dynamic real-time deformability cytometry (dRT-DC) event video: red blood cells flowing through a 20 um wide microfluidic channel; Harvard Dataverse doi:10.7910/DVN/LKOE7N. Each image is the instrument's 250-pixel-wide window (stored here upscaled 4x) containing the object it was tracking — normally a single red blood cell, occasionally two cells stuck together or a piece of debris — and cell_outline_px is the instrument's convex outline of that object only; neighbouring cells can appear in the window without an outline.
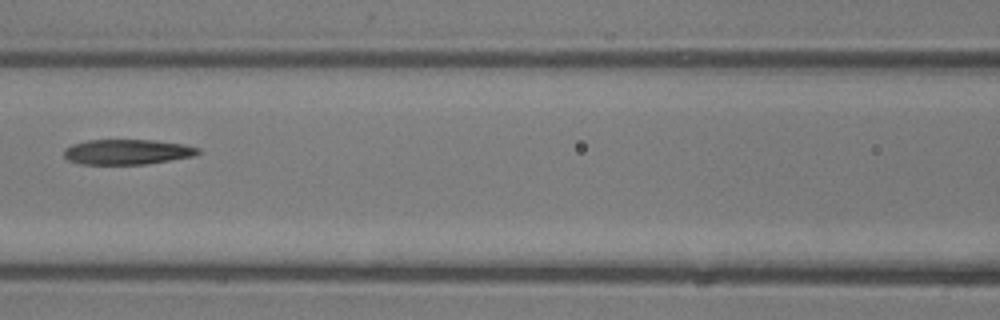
{"species": "common noctule bat (a hibernating species)", "species_latin": "Nyctalus noctula", "temperature_condition": "room temperature", "stored_images_in_passage": 4, "camera_frame_rate_fps": 3000, "um_per_image_px": 0.085, "animal": {"sex": "male", "body_mass_g": 13.3}, "frame": {"image": 1, "passage_image": 4, "time_ms": 1.0, "image_size_px": [1000, 320], "cell_outline_px": [[200, 152], [196, 156], [148, 164], [80, 164], [68, 160], [64, 156], [64, 148], [72, 144], [88, 140], [152, 140], [184, 144], [200, 148]], "centroid_in_image_um": [10.83, 12.91], "position_along_channel_um": 155.8, "area_um2": 19.83}}